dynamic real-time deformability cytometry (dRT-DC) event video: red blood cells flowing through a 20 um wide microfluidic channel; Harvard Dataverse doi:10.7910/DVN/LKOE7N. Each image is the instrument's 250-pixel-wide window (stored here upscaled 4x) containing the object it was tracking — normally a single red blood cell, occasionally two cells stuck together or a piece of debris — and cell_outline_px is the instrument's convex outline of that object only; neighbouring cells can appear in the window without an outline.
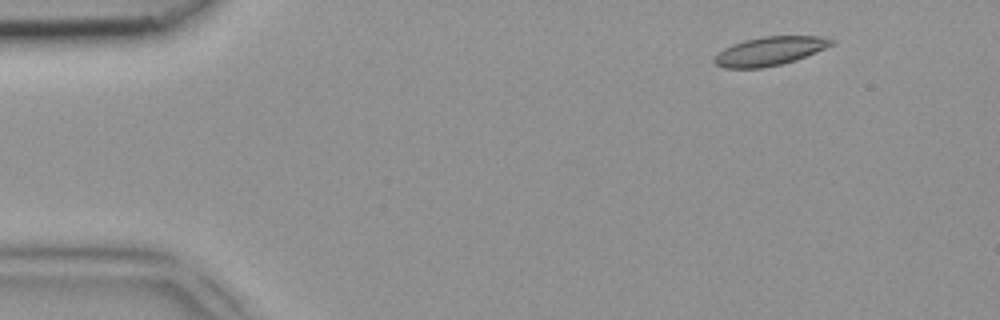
{"species": "common noctule bat (a hibernating species)", "species_latin": "Nyctalus noctula", "temperature_condition": "room temperature", "stored_images_in_passage": 4, "camera_frame_rate_fps": 3000, "um_per_image_px": 0.085, "animal": {"sex": "female", "body_mass_g": 18.4}, "frame": {"image": 1, "passage_image": 2, "time_ms": 0.333, "image_size_px": [1000, 320], "cell_outline_px": [[836, 44], [796, 60], [780, 64], [760, 68], [724, 68], [716, 64], [712, 60], [724, 48], [732, 44], [744, 40], [760, 36], [820, 36], [836, 40]], "centroid_in_image_um": [65.46, 4.33], "position_along_channel_um": 19.5, "area_um2": 19.65}}